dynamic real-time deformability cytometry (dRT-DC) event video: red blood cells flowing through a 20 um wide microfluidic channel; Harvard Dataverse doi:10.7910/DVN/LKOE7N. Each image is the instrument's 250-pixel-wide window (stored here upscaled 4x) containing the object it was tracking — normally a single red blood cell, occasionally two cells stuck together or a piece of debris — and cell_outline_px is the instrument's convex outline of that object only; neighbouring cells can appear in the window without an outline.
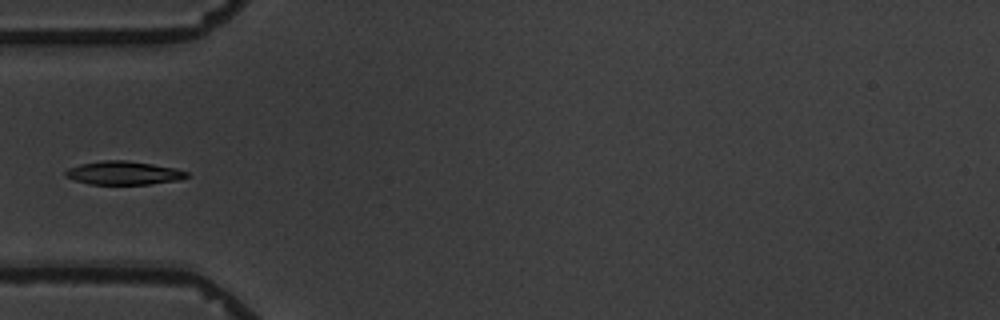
{"species": "common noctule bat (a hibernating species)", "species_latin": "Nyctalus noctula", "temperature_condition": "warm", "stored_images_in_passage": 4, "camera_frame_rate_fps": 3000, "um_per_image_px": 0.085, "animal": {"sex": "male", "body_mass_g": 19.5, "forearm_length_mm": 54.6}, "frame": {"image": 1, "passage_image": 4, "time_ms": 4.667, "image_size_px": [1000, 320], "cell_outline_px": [[188, 176], [180, 180], [148, 184], [88, 184], [64, 176], [64, 172], [68, 168], [80, 164], [104, 160], [124, 160], [152, 164], [176, 168], [188, 172]], "centroid_in_image_um": [10.5, 14.7], "position_along_channel_um": 74.5, "area_um2": 16.53}}